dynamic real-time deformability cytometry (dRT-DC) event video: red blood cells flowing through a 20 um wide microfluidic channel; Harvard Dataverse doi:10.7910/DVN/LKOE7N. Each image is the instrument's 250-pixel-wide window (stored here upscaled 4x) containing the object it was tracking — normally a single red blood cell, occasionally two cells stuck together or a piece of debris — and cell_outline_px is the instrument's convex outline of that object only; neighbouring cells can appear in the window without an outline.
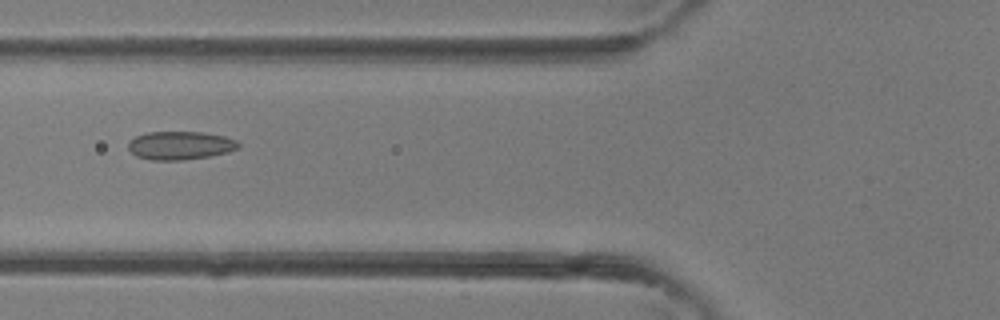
{"species": "common noctule bat (a hibernating species)", "species_latin": "Nyctalus noctula", "temperature_condition": "room temperature", "stored_images_in_passage": 5, "camera_frame_rate_fps": 3000, "um_per_image_px": 0.085, "animal": {"sex": "female"}, "frame": {"image": 1, "passage_image": 5, "time_ms": 1.333, "image_size_px": [1000, 320], "cell_outline_px": [[240, 148], [228, 152], [208, 156], [180, 160], [152, 160], [136, 156], [128, 148], [128, 140], [136, 136], [148, 132], [204, 132], [224, 136], [236, 140], [240, 144]], "centroid_in_image_um": [15.32, 12.35], "position_along_channel_um": 110.5, "area_um2": 18.21}}